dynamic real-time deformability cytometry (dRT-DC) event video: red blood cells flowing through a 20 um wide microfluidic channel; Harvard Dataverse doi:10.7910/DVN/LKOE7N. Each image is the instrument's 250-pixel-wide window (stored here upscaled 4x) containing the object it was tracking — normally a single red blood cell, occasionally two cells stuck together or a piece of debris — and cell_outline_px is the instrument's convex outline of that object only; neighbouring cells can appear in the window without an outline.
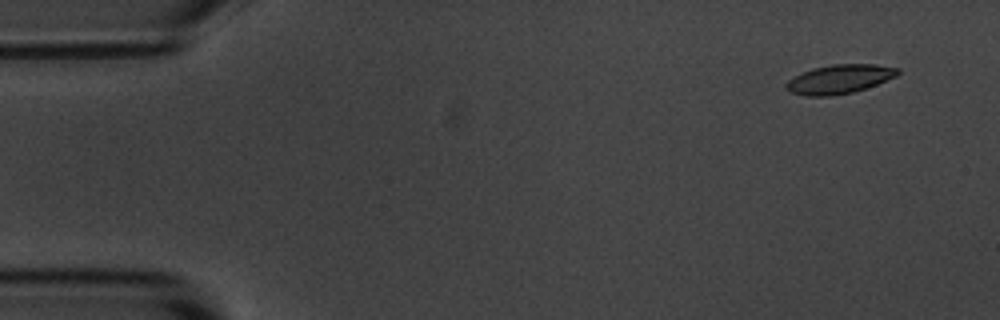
{"species": "common noctule bat (a hibernating species)", "species_latin": "Nyctalus noctula", "temperature_condition": "room temperature", "stored_images_in_passage": 14, "camera_frame_rate_fps": 3000, "um_per_image_px": 0.085, "animal": {"sex": "male", "body_mass_g": 20.1, "forearm_length_mm": 53.5}, "frame": {"image": 1, "passage_image": 1, "time_ms": 0.0, "image_size_px": [1000, 320], "cell_outline_px": [[900, 72], [896, 76], [876, 84], [852, 92], [828, 96], [808, 96], [792, 92], [784, 84], [788, 80], [812, 68], [832, 64], [876, 64], [900, 68]], "centroid_in_image_um": [71.38, 6.71], "position_along_channel_um": 13.6, "area_um2": 18.55}}
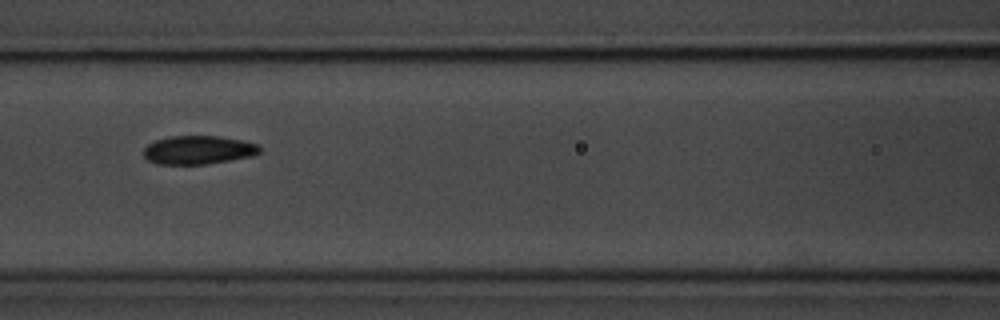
{"frame": {"image": 2, "passage_image": 6, "time_ms": 6.667, "image_size_px": [1000, 320], "cell_outline_px": [[260, 152], [252, 156], [204, 164], [160, 164], [148, 160], [144, 156], [144, 148], [148, 144], [156, 140], [168, 136], [220, 136], [240, 140], [256, 144], [260, 148]], "centroid_in_image_um": [16.83, 12.74], "position_along_channel_um": 149.8, "area_um2": 19.07}}
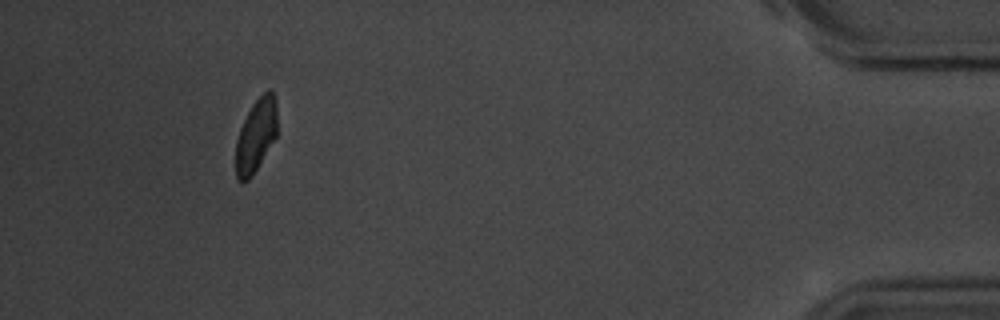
{"frame": {"image": 3, "passage_image": 13, "time_ms": 15.667, "image_size_px": [1000, 320], "cell_outline_px": [[276, 136], [252, 176], [248, 180], [236, 180], [236, 140], [240, 128], [252, 104], [268, 88], [272, 88], [276, 104]], "centroid_in_image_um": [21.75, 11.49], "position_along_channel_um": 413.4, "area_um2": 17.46}, "authors_computed_cell_mechanics": {"area_um2": 18.9873, "velocity_mm_per_s": 3.6494, "shape_relaxation_time_tau1_ms": 1.7726, "shape_relaxation_time_tau2_ms": 0.7977, "deformation_change_tau1": 0.0687, "deformation_change_tau2": 0.0517}}